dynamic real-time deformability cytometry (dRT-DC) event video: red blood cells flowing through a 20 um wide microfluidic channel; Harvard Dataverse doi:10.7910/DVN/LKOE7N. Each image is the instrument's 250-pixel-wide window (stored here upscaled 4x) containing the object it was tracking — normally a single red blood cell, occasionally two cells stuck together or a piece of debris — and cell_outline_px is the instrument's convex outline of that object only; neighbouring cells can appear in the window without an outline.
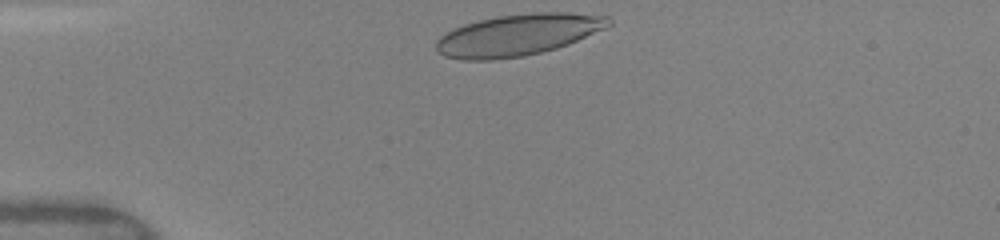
{"species": "human", "species_latin": "Homo sapiens", "temperature_condition": "warm", "stored_images_in_passage": 31, "camera_frame_rate_fps": 3000, "um_per_image_px": 0.085, "donor": {"sex": "female"}, "frame": {"image": 1, "passage_image": 1, "time_ms": 0.0, "image_size_px": [1000, 240], "cell_outline_px": [[612, 24], [604, 28], [568, 44], [556, 48], [540, 52], [520, 56], [492, 60], [464, 60], [444, 56], [436, 52], [436, 40], [440, 36], [464, 24], [496, 16], [532, 12], [564, 12], [608, 16], [612, 20]], "centroid_in_image_um": [44.01, 2.96], "position_along_channel_um": 41.0, "area_um2": 41.5}}
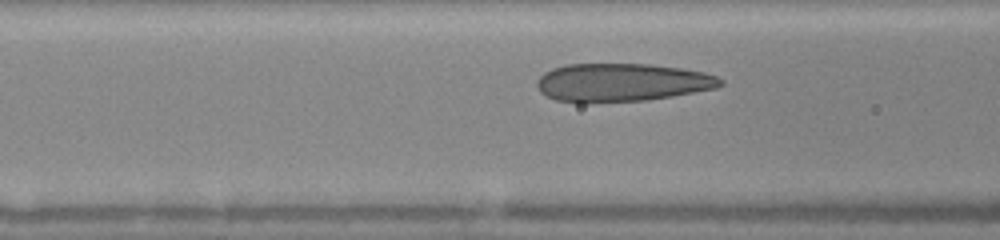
{"frame": {"image": 2, "passage_image": 9, "time_ms": 2.667, "image_size_px": [1000, 240], "cell_outline_px": [[724, 84], [716, 88], [672, 96], [648, 100], [580, 104], [556, 100], [540, 92], [536, 84], [536, 80], [544, 72], [552, 68], [568, 64], [652, 64], [684, 68], [704, 72], [716, 76], [724, 80]], "centroid_in_image_um": [52.84, 7.02], "position_along_channel_um": 113.8, "area_um2": 41.44}}
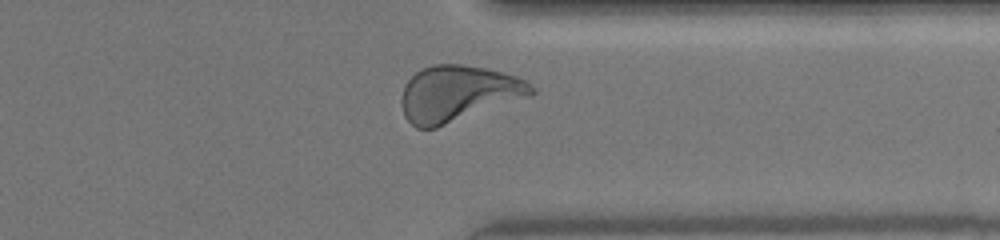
{"frame": {"image": 3, "passage_image": 28, "time_ms": 9.0, "image_size_px": [1000, 240], "cell_outline_px": [[536, 92], [532, 96], [436, 128], [416, 128], [404, 116], [400, 104], [400, 100], [404, 84], [416, 72], [432, 64], [460, 64], [484, 68], [504, 72], [516, 76], [532, 84], [536, 88]], "centroid_in_image_um": [38.95, 7.95], "position_along_channel_um": 372.5, "area_um2": 42.71}, "authors_computed_cell_mechanics": {"area_um2": 40.5178, "velocity_mm_per_s": 4.0817, "shape_relaxation_time_tau1_ms": 5.3076, "shape_relaxation_time_tau2_ms": null, "deformation_change_tau1": 0.1982, "deformation_change_tau2": null}}